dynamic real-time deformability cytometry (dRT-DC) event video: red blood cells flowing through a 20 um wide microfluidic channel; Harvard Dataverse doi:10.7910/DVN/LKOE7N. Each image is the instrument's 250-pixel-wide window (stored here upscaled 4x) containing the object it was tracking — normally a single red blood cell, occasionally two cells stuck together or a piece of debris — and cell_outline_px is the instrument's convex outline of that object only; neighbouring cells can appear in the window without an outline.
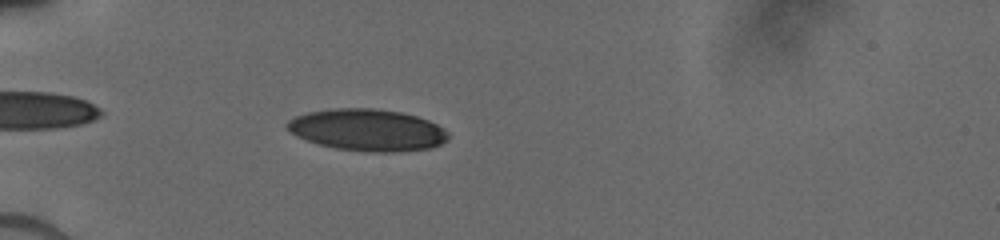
{"species": "human", "species_latin": "Homo sapiens", "temperature_condition": "cold", "stored_images_in_passage": 48, "camera_frame_rate_fps": 3000, "um_per_image_px": 0.085, "donor": {"sex": "male"}, "frame": {"image": 1, "passage_image": 6, "time_ms": 1.667, "image_size_px": [1000, 240], "cell_outline_px": [[448, 140], [432, 148], [396, 152], [372, 152], [336, 148], [320, 144], [296, 136], [284, 124], [288, 120], [296, 116], [308, 112], [332, 108], [372, 108], [400, 112], [416, 116], [428, 120], [444, 128], [448, 132]], "centroid_in_image_um": [31.25, 11.04], "position_along_channel_um": 53.8, "area_um2": 39.19}}
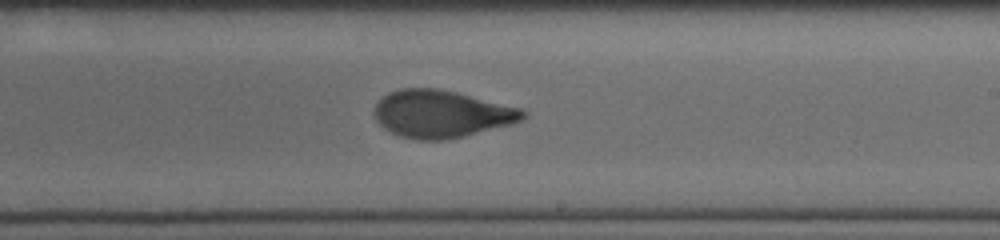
{"frame": {"image": 2, "passage_image": 22, "time_ms": 7.0, "image_size_px": [1000, 240], "cell_outline_px": [[528, 116], [512, 124], [464, 136], [444, 140], [416, 140], [400, 136], [384, 128], [376, 120], [372, 112], [376, 104], [388, 92], [400, 88], [436, 88], [456, 92], [520, 108], [528, 112]], "centroid_in_image_um": [37.5, 9.68], "position_along_channel_um": 251.5, "area_um2": 41.04}}
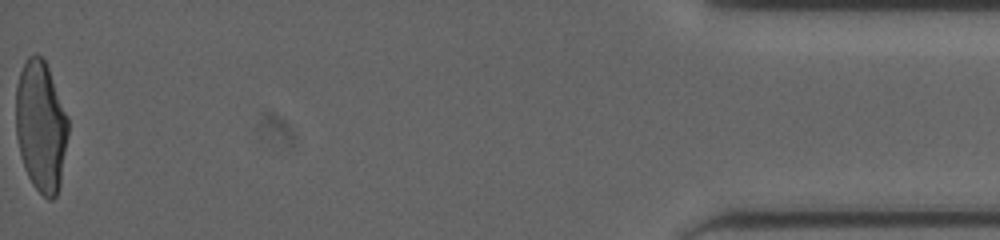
{"frame": {"image": 3, "passage_image": 47, "time_ms": 13.333, "image_size_px": [1000, 240], "cell_outline_px": [[68, 136], [60, 184], [56, 196], [52, 200], [48, 200], [32, 184], [24, 168], [16, 136], [16, 84], [20, 72], [28, 56], [36, 52], [44, 60], [48, 68], [68, 116]], "centroid_in_image_um": [3.48, 10.73], "position_along_channel_um": 431.7, "area_um2": 39.94}}